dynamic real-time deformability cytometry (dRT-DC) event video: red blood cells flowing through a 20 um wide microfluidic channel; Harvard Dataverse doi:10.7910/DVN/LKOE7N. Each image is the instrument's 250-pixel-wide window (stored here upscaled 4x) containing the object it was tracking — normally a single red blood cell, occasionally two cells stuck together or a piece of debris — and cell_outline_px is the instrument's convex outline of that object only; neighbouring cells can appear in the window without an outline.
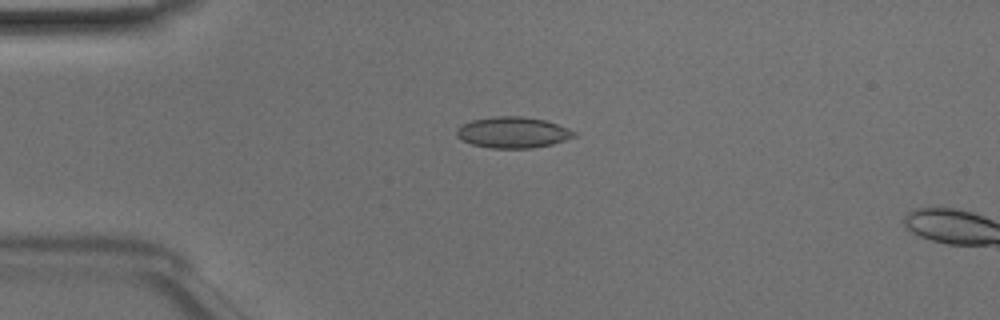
{"species": "Egyptian fruit bat (a non-hibernating species)", "species_latin": "Rousettus aegyptiacus", "temperature_condition": "room temperature", "stored_images_in_passage": 4, "camera_frame_rate_fps": 3000, "um_per_image_px": 0.085, "animal": {"sex": "male"}, "frame": {"image": 1, "passage_image": 2, "time_ms": 0.333, "image_size_px": [1000, 320], "cell_outline_px": [[576, 136], [552, 144], [532, 148], [492, 148], [472, 144], [456, 136], [456, 132], [464, 124], [472, 120], [496, 116], [520, 116], [544, 120], [568, 128], [576, 132]], "centroid_in_image_um": [43.62, 11.26], "position_along_channel_um": 41.4, "area_um2": 20.92}}